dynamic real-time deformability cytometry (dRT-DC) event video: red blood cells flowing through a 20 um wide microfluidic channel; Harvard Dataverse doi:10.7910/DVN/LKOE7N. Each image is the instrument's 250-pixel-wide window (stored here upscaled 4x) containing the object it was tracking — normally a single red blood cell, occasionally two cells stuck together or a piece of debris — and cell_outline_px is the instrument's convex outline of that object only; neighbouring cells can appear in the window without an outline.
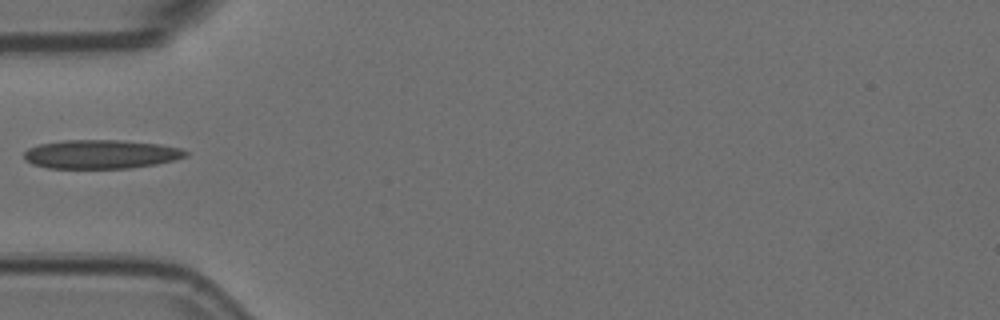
{"species": "Egyptian fruit bat (a non-hibernating species)", "species_latin": "Rousettus aegyptiacus", "temperature_condition": "room temperature", "stored_images_in_passage": 1, "camera_frame_rate_fps": 3000, "um_per_image_px": 0.085, "animal": {"sex": "female"}, "frame": {"image": 1, "passage_image": 1, "time_ms": 0.0, "image_size_px": [1000, 320], "cell_outline_px": [[188, 156], [156, 164], [128, 168], [48, 168], [32, 164], [24, 160], [24, 152], [28, 148], [40, 144], [64, 140], [120, 140], [160, 144], [180, 148], [188, 152]], "centroid_in_image_um": [8.56, 13.11], "position_along_channel_um": 76.4, "area_um2": 27.17}}